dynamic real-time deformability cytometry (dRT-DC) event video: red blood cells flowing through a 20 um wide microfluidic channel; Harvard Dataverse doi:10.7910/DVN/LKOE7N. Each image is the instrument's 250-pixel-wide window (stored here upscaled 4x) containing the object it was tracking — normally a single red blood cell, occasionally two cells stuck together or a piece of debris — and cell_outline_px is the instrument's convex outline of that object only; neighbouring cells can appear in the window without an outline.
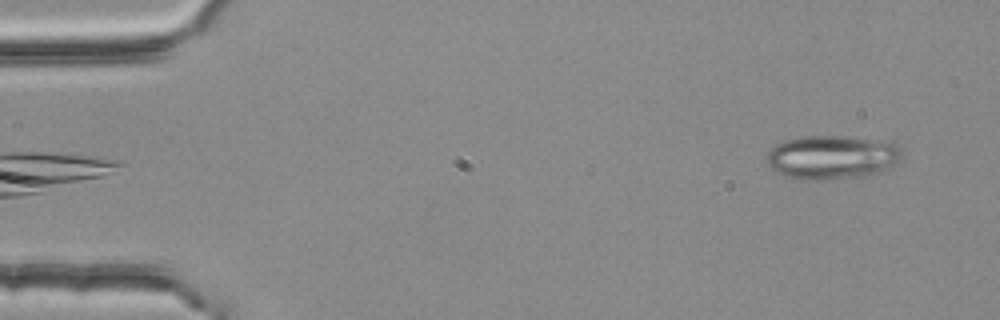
{"species": "common noctule bat (a hibernating species)", "species_latin": "Nyctalus noctula", "temperature_condition": "room temperature", "stored_images_in_passage": 4, "camera_frame_rate_fps": 3000, "um_per_image_px": 0.085, "animal": {"sex": "female", "body_mass_g": 25.1}, "frame": {"image": 1, "passage_image": 4, "time_ms": 1.0, "image_size_px": [1000, 320], "cell_outline_px": [[904, 148], [900, 156], [896, 160], [884, 168], [868, 176], [816, 180], [800, 180], [784, 176], [776, 172], [768, 164], [768, 152], [776, 144], [784, 140], [804, 136], [844, 136], [892, 140]], "centroid_in_image_um": [70.73, 13.34], "position_along_channel_um": 14.3, "area_um2": 34.74}}